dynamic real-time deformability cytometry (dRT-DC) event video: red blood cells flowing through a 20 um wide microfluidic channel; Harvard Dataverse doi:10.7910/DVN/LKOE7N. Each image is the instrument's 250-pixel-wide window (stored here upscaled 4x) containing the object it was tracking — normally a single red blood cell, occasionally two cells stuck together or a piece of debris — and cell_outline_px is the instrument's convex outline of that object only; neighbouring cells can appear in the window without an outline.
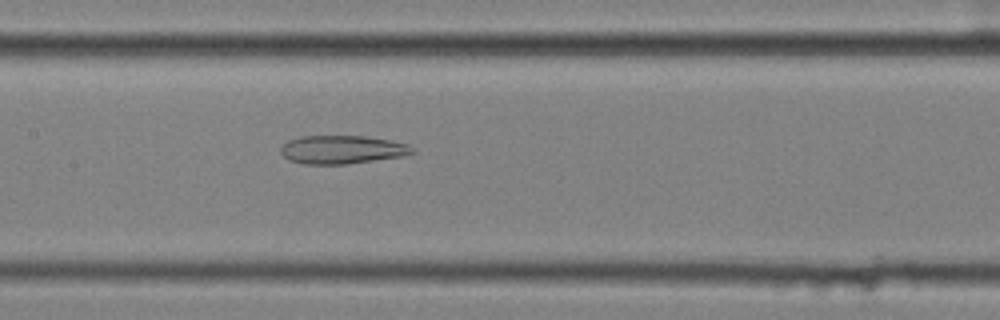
{"species": "common noctule bat (a hibernating species)", "species_latin": "Nyctalus noctula", "temperature_condition": "cold", "stored_images_in_passage": 57, "camera_frame_rate_fps": 3000, "um_per_image_px": 0.085, "animal": {"sex": "female", "body_mass_g": 25.1}, "frame": {"image": 1, "passage_image": 28, "time_ms": 9.0, "image_size_px": [1000, 320], "cell_outline_px": [[416, 152], [400, 156], [348, 164], [304, 164], [288, 160], [280, 152], [280, 148], [288, 140], [300, 136], [368, 136], [392, 140], [408, 144]], "centroid_in_image_um": [29.06, 12.71], "position_along_channel_um": 178.3, "area_um2": 21.79}}
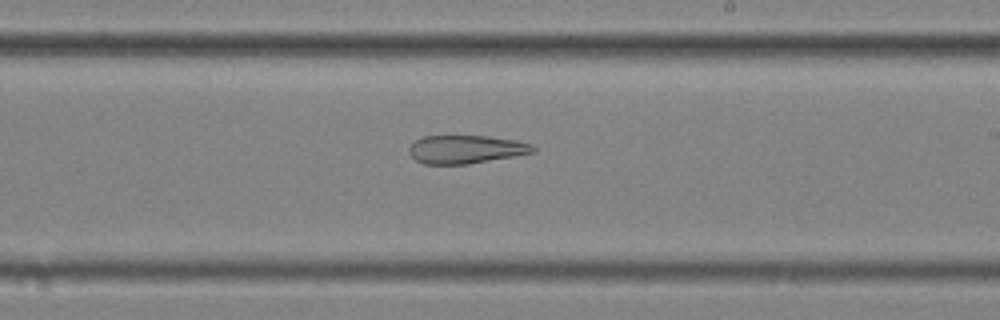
{"frame": {"image": 2, "passage_image": 34, "time_ms": 11.0, "image_size_px": [1000, 320], "cell_outline_px": [[536, 152], [468, 164], [424, 164], [416, 160], [408, 152], [408, 148], [416, 140], [424, 136], [488, 136], [516, 140], [532, 144], [536, 148]], "centroid_in_image_um": [39.61, 12.69], "position_along_channel_um": 249.4, "area_um2": 20.4}}
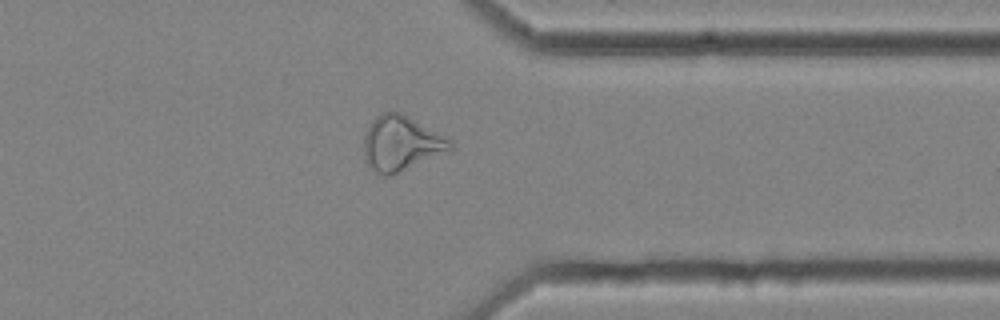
{"frame": {"image": 3, "passage_image": 45, "time_ms": 14.667, "image_size_px": [1000, 320], "cell_outline_px": [[452, 148], [448, 152], [392, 176], [384, 176], [376, 172], [364, 160], [364, 136], [368, 124], [376, 116], [384, 112], [400, 112], [408, 116], [452, 140]], "centroid_in_image_um": [34.08, 12.21], "position_along_channel_um": 377.3, "area_um2": 27.8}, "authors_computed_cell_mechanics": {"area_um2": 29.5358, "velocity_mm_per_s": 3.5721, "shape_relaxation_time_tau1_ms": null, "shape_relaxation_time_tau2_ms": 4.6268, "deformation_change_tau1": null, "deformation_change_tau2": 0.1452}}